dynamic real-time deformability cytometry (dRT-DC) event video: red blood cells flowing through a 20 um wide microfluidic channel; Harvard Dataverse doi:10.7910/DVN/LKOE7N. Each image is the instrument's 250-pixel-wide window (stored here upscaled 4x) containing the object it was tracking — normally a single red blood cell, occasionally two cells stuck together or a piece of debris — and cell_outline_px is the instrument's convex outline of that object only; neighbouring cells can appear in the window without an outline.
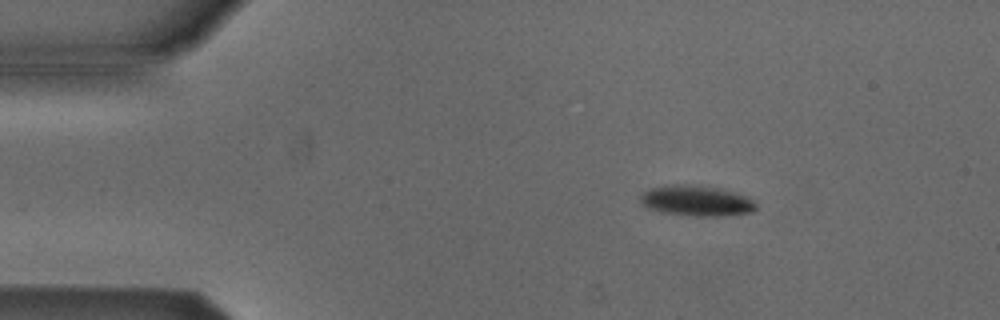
{"species": "Egyptian fruit bat (a non-hibernating species)", "species_latin": "Rousettus aegyptiacus", "temperature_condition": "cold", "stored_images_in_passage": 4, "camera_frame_rate_fps": 3000, "um_per_image_px": 0.085, "animal": {"sex": "male"}, "frame": {"image": 1, "passage_image": 2, "time_ms": 2.333, "image_size_px": [1000, 320], "cell_outline_px": [[756, 208], [752, 212], [720, 216], [696, 216], [660, 212], [648, 208], [640, 204], [640, 196], [644, 192], [652, 188], [676, 184], [684, 184], [720, 188], [736, 192], [748, 196], [756, 200]], "centroid_in_image_um": [59.23, 17.07], "position_along_channel_um": 25.8, "area_um2": 20.69}}
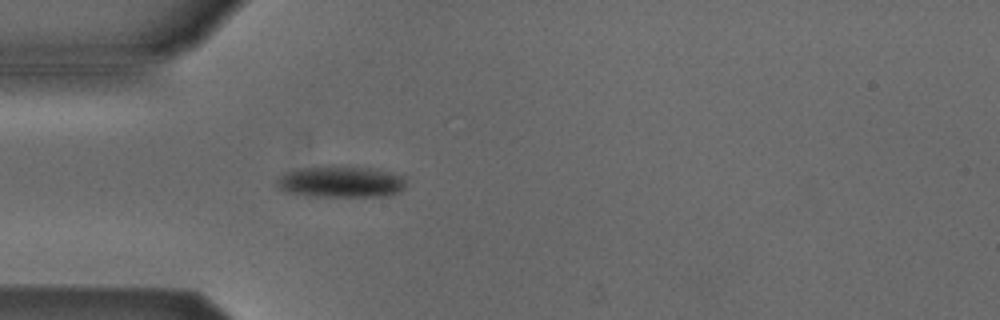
{"frame": {"image": 2, "passage_image": 4, "time_ms": 4.667, "image_size_px": [1000, 320], "cell_outline_px": [[404, 188], [388, 196], [308, 196], [284, 192], [276, 188], [276, 180], [284, 172], [300, 168], [328, 164], [332, 164], [372, 168], [404, 176]], "centroid_in_image_um": [28.88, 15.43], "position_along_channel_um": 56.1, "area_um2": 24.22}}